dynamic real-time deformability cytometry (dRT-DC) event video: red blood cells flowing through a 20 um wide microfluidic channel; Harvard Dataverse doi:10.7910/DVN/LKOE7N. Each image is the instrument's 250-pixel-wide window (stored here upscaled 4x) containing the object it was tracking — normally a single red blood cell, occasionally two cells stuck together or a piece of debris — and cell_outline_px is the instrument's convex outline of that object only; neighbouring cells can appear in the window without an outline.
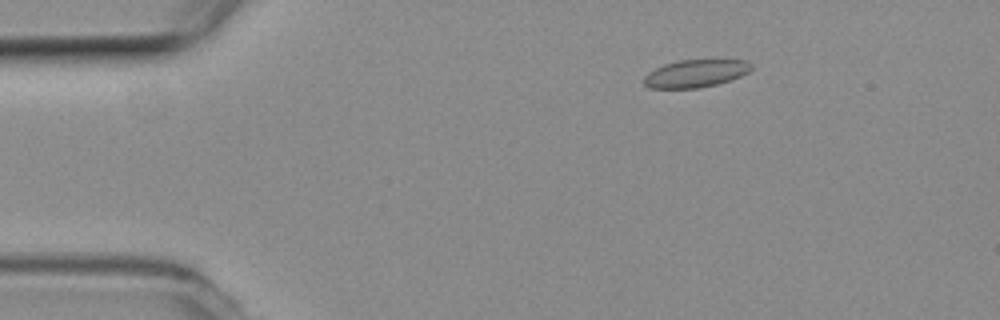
{"species": "common noctule bat (a hibernating species)", "species_latin": "Nyctalus noctula", "temperature_condition": "room temperature", "stored_images_in_passage": 56, "camera_frame_rate_fps": 3000, "um_per_image_px": 0.085, "animal": {"sex": "female", "body_mass_g": 19.3, "forearm_length_mm": 54.1}, "frame": {"image": 1, "passage_image": 10, "time_ms": 3.0, "image_size_px": [1000, 320], "cell_outline_px": [[752, 68], [748, 72], [740, 76], [716, 84], [696, 88], [648, 88], [644, 84], [644, 76], [648, 72], [664, 64], [680, 60], [748, 60], [752, 64]], "centroid_in_image_um": [59.11, 6.24], "position_along_channel_um": 25.9, "area_um2": 17.17}}
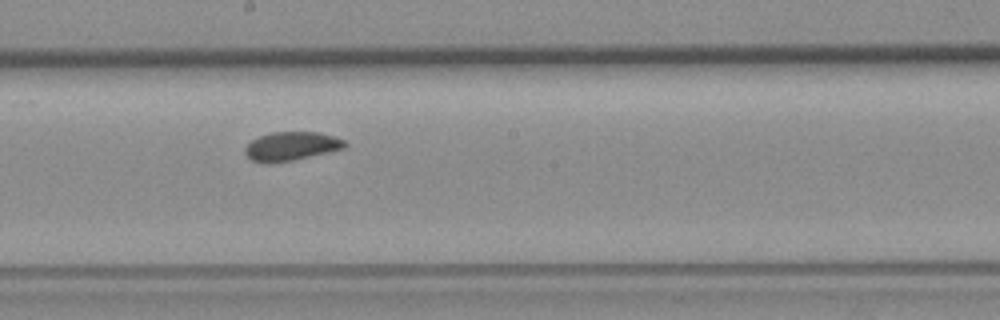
{"frame": {"image": 2, "passage_image": 31, "time_ms": 10.0, "image_size_px": [1000, 320], "cell_outline_px": [[348, 144], [344, 148], [292, 160], [268, 164], [264, 164], [252, 160], [244, 152], [244, 148], [252, 140], [260, 136], [272, 132], [316, 132], [332, 136], [344, 140]], "centroid_in_image_um": [24.72, 12.43], "position_along_channel_um": 223.5, "area_um2": 16.53}}
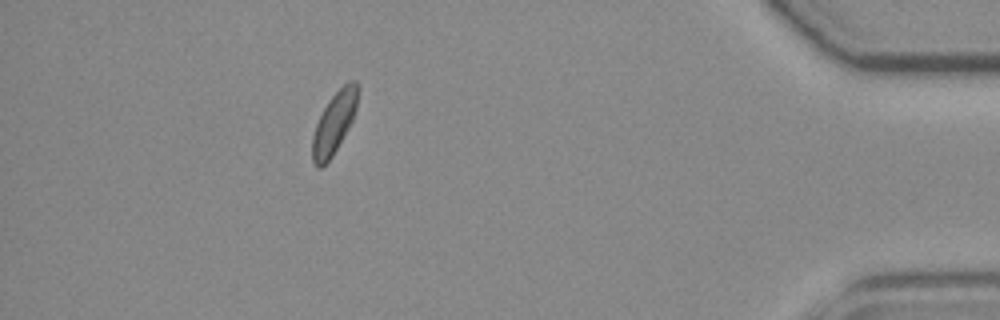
{"frame": {"image": 3, "passage_image": 50, "time_ms": 16.333, "image_size_px": [1000, 320], "cell_outline_px": [[356, 108], [352, 120], [348, 128], [332, 156], [320, 168], [316, 168], [312, 160], [312, 136], [316, 124], [328, 100], [348, 80], [356, 80]], "centroid_in_image_um": [28.36, 10.47], "position_along_channel_um": 406.8, "area_um2": 15.84}}